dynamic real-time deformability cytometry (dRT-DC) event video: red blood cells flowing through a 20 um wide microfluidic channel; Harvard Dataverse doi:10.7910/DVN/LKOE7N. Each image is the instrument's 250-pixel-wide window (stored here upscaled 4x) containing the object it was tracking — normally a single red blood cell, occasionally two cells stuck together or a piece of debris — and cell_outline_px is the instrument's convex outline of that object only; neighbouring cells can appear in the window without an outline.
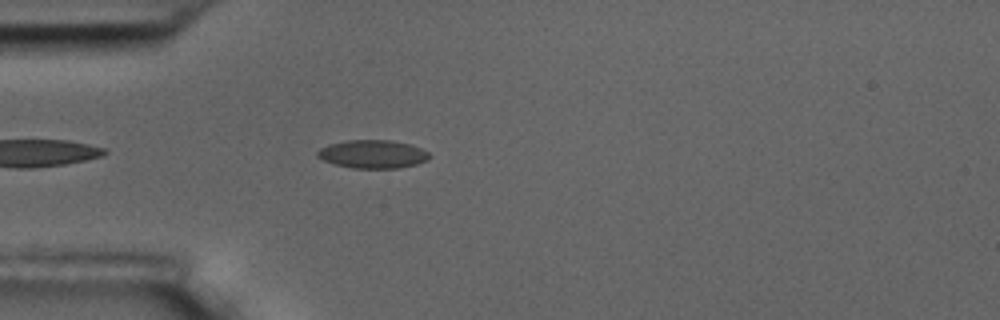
{"species": "common noctule bat (a hibernating species)", "species_latin": "Nyctalus noctula", "temperature_condition": "room temperature", "stored_images_in_passage": 41, "camera_frame_rate_fps": 3000, "um_per_image_px": 0.085, "animal": {"sex": "male", "body_mass_g": 17.5, "forearm_length_mm": 52.3}, "frame": {"image": 1, "passage_image": 1, "time_ms": 0.0, "image_size_px": [1000, 320], "cell_outline_px": [[432, 156], [428, 160], [416, 164], [400, 168], [352, 168], [336, 164], [324, 160], [316, 156], [316, 152], [320, 148], [328, 144], [348, 140], [392, 140], [412, 144], [428, 152]], "centroid_in_image_um": [31.71, 13.09], "position_along_channel_um": 53.3, "area_um2": 18.55}}
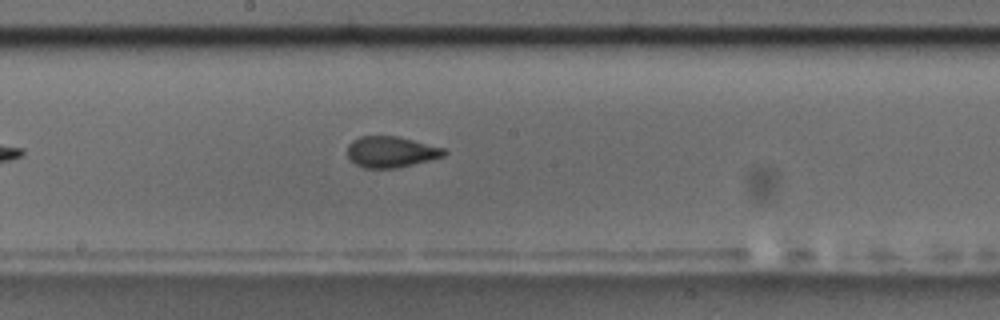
{"frame": {"image": 2, "passage_image": 15, "time_ms": 4.667, "image_size_px": [1000, 320], "cell_outline_px": [[448, 152], [444, 156], [432, 160], [396, 168], [364, 168], [356, 164], [348, 156], [348, 144], [352, 140], [360, 136], [396, 136], [444, 148]], "centroid_in_image_um": [33.25, 12.91], "position_along_channel_um": 215.0, "area_um2": 17.46}}
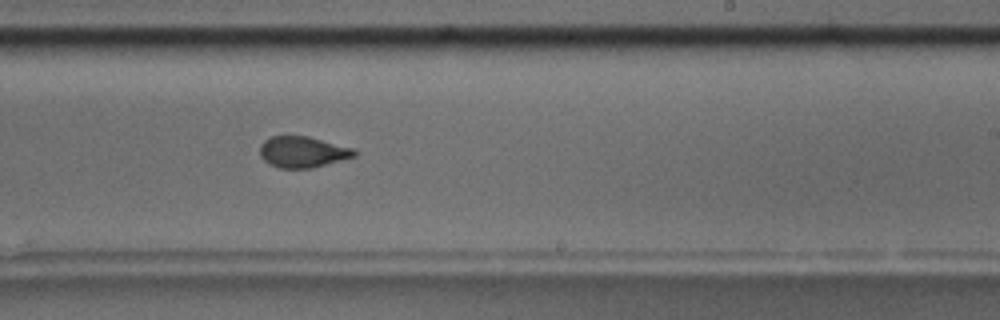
{"frame": {"image": 3, "passage_image": 19, "time_ms": 6.0, "image_size_px": [1000, 320], "cell_outline_px": [[356, 156], [312, 168], [280, 168], [264, 160], [260, 156], [260, 144], [264, 140], [272, 136], [308, 136], [356, 148]], "centroid_in_image_um": [25.75, 12.9], "position_along_channel_um": 263.2, "area_um2": 17.17}, "authors_computed_cell_mechanics": {"area_um2": 17.629, "velocity_mm_per_s": 3.6289, "shape_relaxation_time_tau1_ms": 4.8955, "shape_relaxation_time_tau2_ms": 1.5728, "deformation_change_tau1": 0.1338, "deformation_change_tau2": 0.0598}}